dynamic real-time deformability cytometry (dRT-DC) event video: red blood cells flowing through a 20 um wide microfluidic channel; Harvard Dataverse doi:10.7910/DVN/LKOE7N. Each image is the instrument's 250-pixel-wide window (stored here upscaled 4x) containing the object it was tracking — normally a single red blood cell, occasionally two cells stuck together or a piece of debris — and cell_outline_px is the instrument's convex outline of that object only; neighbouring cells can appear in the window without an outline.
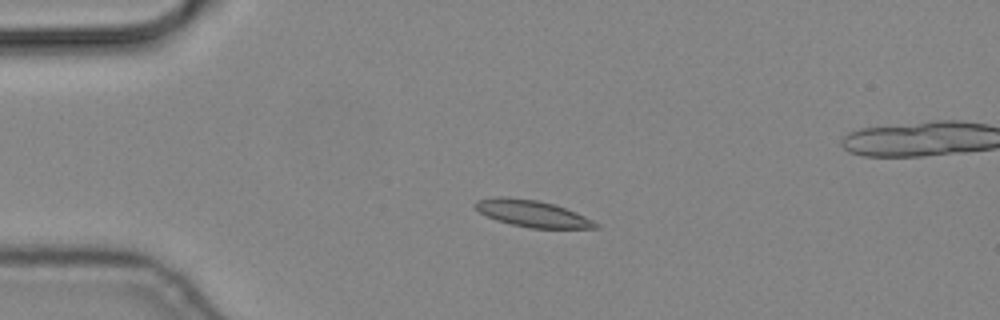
{"species": "common noctule bat (a hibernating species)", "species_latin": "Nyctalus noctula", "temperature_condition": "cold", "stored_images_in_passage": 3, "camera_frame_rate_fps": 3000, "um_per_image_px": 0.085, "animal": {"sex": "male", "body_mass_g": 19.2, "forearm_length_mm": 51.8}, "frame": {"image": 1, "passage_image": 1, "time_ms": 0.0, "image_size_px": [1000, 320], "cell_outline_px": [[600, 228], [532, 228], [512, 224], [496, 220], [480, 212], [472, 204], [476, 200], [496, 196], [504, 196], [536, 200], [552, 204], [576, 212], [600, 224]], "centroid_in_image_um": [45.22, 18.14], "position_along_channel_um": 39.8, "area_um2": 18.55}}
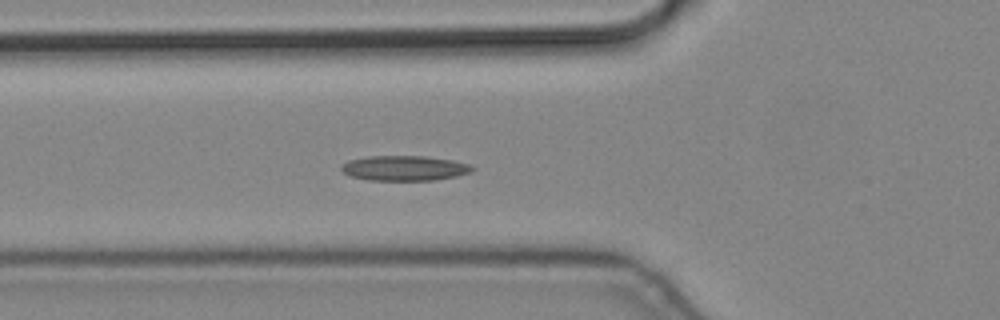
{"frame": {"image": 2, "passage_image": 3, "time_ms": 0.667, "image_size_px": [1000, 320], "cell_outline_px": [[476, 168], [472, 172], [456, 176], [436, 180], [368, 180], [352, 176], [344, 172], [340, 168], [340, 164], [348, 160], [368, 156], [424, 156], [452, 160], [468, 164]], "centroid_in_image_um": [34.37, 14.29], "position_along_channel_um": 91.4, "area_um2": 19.13}}